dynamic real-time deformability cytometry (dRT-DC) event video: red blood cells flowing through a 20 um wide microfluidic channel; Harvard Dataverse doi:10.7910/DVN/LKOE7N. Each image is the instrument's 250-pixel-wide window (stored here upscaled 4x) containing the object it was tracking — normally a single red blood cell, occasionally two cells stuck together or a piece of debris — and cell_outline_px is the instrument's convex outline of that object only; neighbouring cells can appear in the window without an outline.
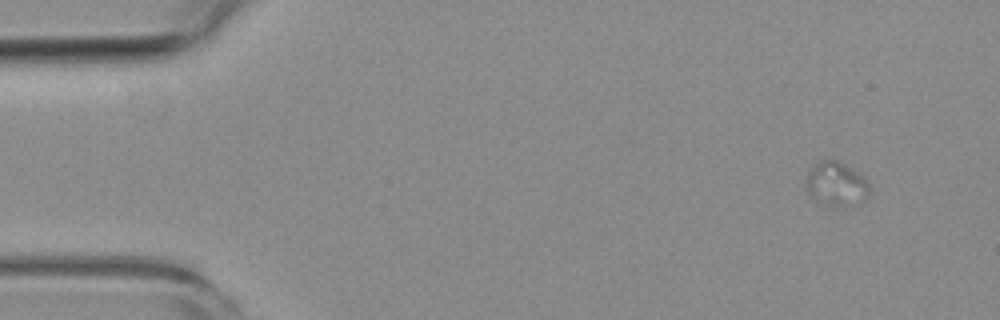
{"species": "common noctule bat (a hibernating species)", "species_latin": "Nyctalus noctula", "temperature_condition": "room temperature", "stored_images_in_passage": 6, "camera_frame_rate_fps": 3000, "um_per_image_px": 0.085, "animal": {"sex": "female", "body_mass_g": 19.3, "forearm_length_mm": 54.1}, "frame": {"image": 1, "passage_image": 1, "time_ms": 0.0, "image_size_px": [1000, 320], "cell_outline_px": [[868, 200], [860, 204], [844, 208], [828, 208], [812, 200], [808, 196], [804, 188], [808, 172], [820, 160], [836, 160], [844, 164], [864, 176], [868, 184]], "centroid_in_image_um": [71.06, 15.74], "position_along_channel_um": 13.9, "area_um2": 17.17}}
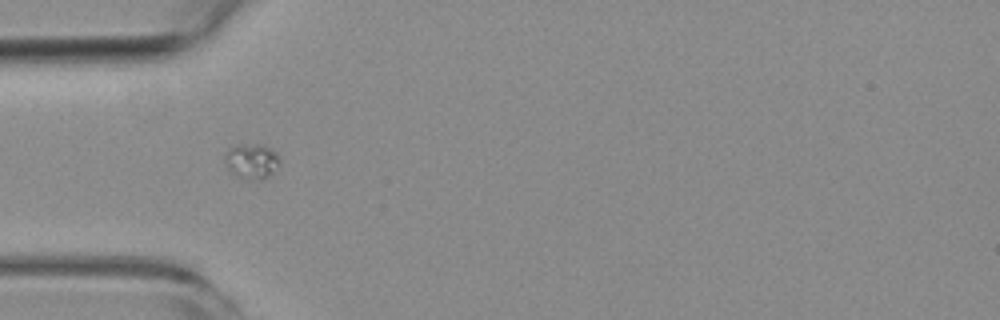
{"frame": {"image": 2, "passage_image": 5, "time_ms": 4.667, "image_size_px": [1000, 320], "cell_outline_px": [[280, 164], [272, 172], [256, 180], [244, 180], [228, 172], [224, 156], [228, 148], [236, 144], [260, 144], [272, 148], [280, 156]], "centroid_in_image_um": [21.36, 13.68], "position_along_channel_um": 63.6, "area_um2": 11.5}}